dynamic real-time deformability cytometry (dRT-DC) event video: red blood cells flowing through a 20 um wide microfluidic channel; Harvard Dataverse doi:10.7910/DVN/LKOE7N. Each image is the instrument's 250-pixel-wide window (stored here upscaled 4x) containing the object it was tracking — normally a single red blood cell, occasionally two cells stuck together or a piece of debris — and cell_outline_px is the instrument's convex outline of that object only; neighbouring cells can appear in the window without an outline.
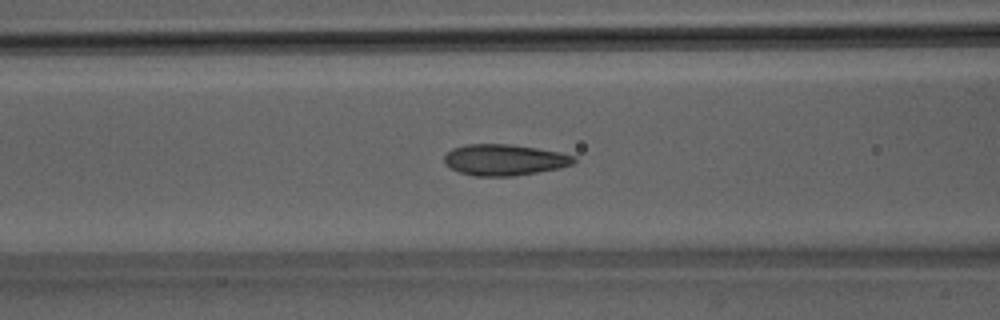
{"species": "Egyptian fruit bat (a non-hibernating species)", "species_latin": "Rousettus aegyptiacus", "temperature_condition": "room temperature", "stored_images_in_passage": 49, "camera_frame_rate_fps": 3000, "um_per_image_px": 0.085, "animal": {"sex": "male"}, "frame": {"image": 1, "passage_image": 20, "time_ms": 6.333, "image_size_px": [1000, 320], "cell_outline_px": [[576, 160], [572, 164], [560, 168], [512, 176], [472, 176], [460, 172], [444, 164], [444, 156], [452, 148], [464, 144], [508, 144], [536, 148], [560, 152], [576, 156]], "centroid_in_image_um": [42.86, 13.58], "position_along_channel_um": 123.7, "area_um2": 23.52}}
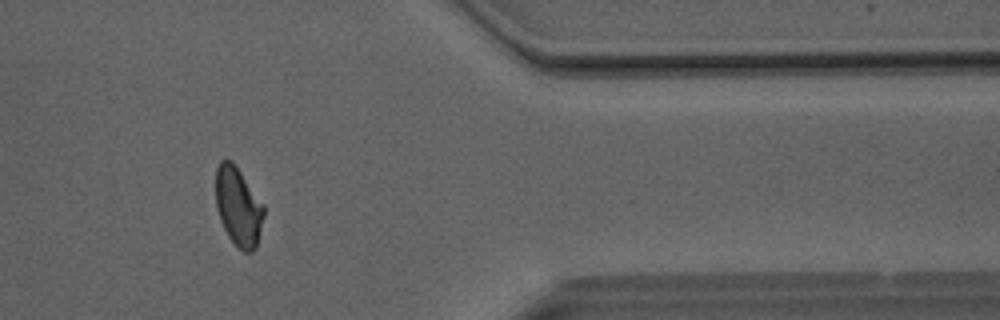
{"frame": {"image": 2, "passage_image": 41, "time_ms": 13.333, "image_size_px": [1000, 320], "cell_outline_px": [[264, 216], [256, 248], [252, 252], [244, 252], [228, 236], [220, 220], [216, 208], [216, 168], [220, 160], [224, 156], [232, 160], [264, 204]], "centroid_in_image_um": [20.25, 17.51], "position_along_channel_um": 391.2, "area_um2": 22.25}}
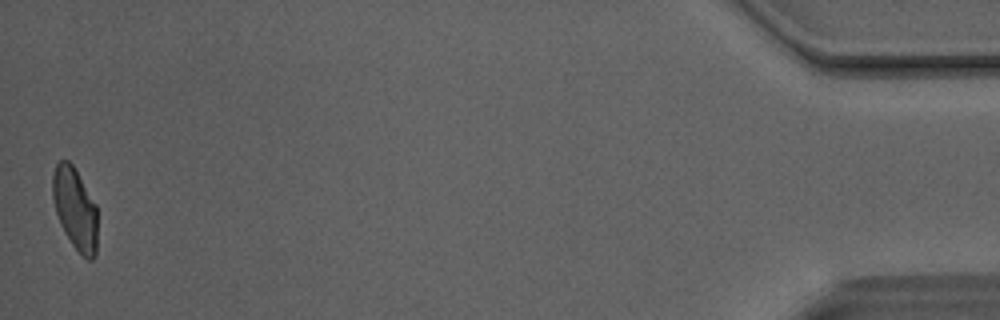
{"frame": {"image": 3, "passage_image": 49, "time_ms": 16.0, "image_size_px": [1000, 320], "cell_outline_px": [[96, 256], [92, 260], [88, 260], [72, 244], [64, 232], [60, 224], [52, 200], [52, 176], [56, 164], [60, 160], [68, 160], [72, 164], [96, 204]], "centroid_in_image_um": [6.36, 17.73], "position_along_channel_um": 428.8, "area_um2": 21.27}, "authors_computed_cell_mechanics": {"area_um2": 22.8888, "velocity_mm_per_s": 4.1297, "shape_relaxation_time_tau1_ms": 6.6872, "shape_relaxation_time_tau2_ms": 1.1819, "deformation_change_tau1": 0.1869, "deformation_change_tau2": 0.0581}}